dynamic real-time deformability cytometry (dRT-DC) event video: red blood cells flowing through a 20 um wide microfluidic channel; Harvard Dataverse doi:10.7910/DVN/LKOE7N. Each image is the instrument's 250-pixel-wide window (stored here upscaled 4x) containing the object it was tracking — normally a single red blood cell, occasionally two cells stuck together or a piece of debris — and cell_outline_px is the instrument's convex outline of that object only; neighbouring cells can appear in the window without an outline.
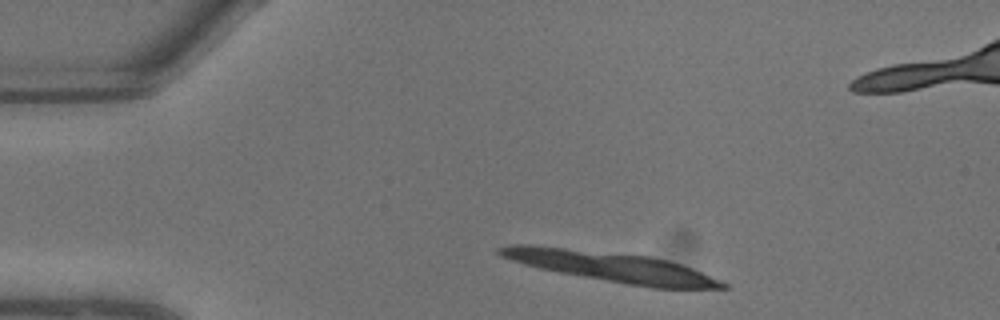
{"species": "common noctule bat (a hibernating species)", "species_latin": "Nyctalus noctula", "temperature_condition": "warm", "stored_images_in_passage": 19, "camera_frame_rate_fps": 3000, "um_per_image_px": 0.085, "animal": {"sex": "male", "body_mass_g": 13.3}, "frame": {"image": 1, "passage_image": 1, "time_ms": 0.0, "image_size_px": [1000, 320], "cell_outline_px": [[728, 288], [652, 288], [624, 284], [560, 272], [540, 268], [524, 264], [500, 256], [496, 252], [496, 248], [508, 244], [528, 244], [648, 256], [680, 264], [692, 268], [720, 280], [728, 284]], "centroid_in_image_um": [51.93, 22.67], "position_along_channel_um": 33.1, "area_um2": 38.49}}
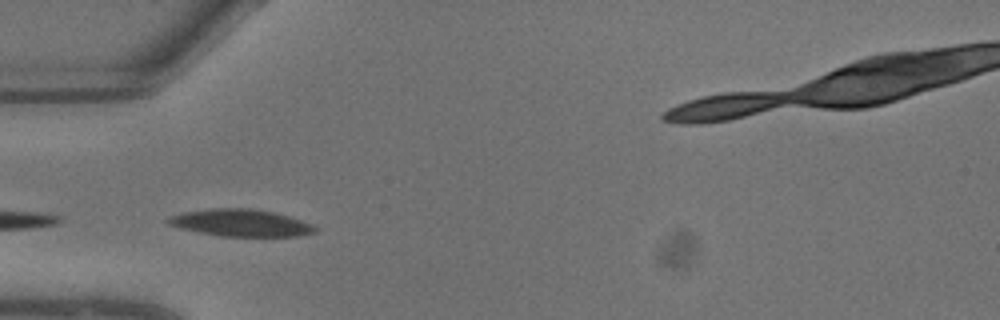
{"frame": {"image": 2, "passage_image": 4, "time_ms": 1.0, "image_size_px": [1000, 320], "cell_outline_px": [[316, 232], [300, 236], [220, 236], [180, 228], [168, 224], [164, 220], [172, 216], [184, 212], [208, 208], [248, 208], [276, 212], [312, 224], [316, 228]], "centroid_in_image_um": [20.46, 18.94], "position_along_channel_um": 64.5, "area_um2": 23.12}}
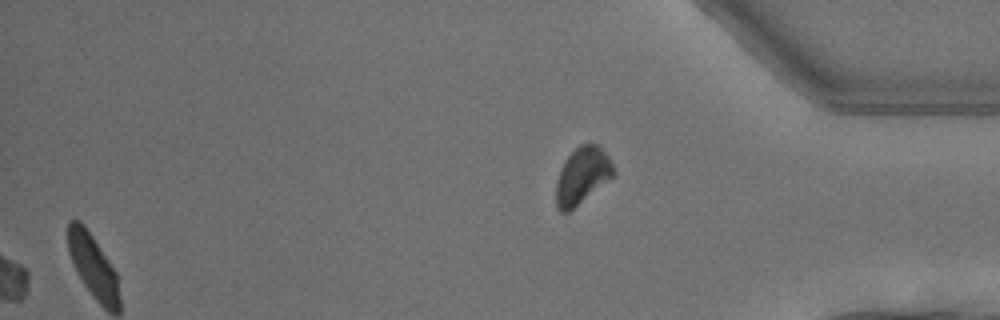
{"frame": {"image": 3, "passage_image": 19, "time_ms": 6.0, "image_size_px": [1000, 320], "cell_outline_px": [[616, 176], [568, 212], [560, 212], [556, 208], [556, 180], [560, 168], [564, 160], [580, 144], [596, 144], [608, 156], [616, 172]], "centroid_in_image_um": [49.49, 14.95], "position_along_channel_um": 385.7, "area_um2": 19.13}}